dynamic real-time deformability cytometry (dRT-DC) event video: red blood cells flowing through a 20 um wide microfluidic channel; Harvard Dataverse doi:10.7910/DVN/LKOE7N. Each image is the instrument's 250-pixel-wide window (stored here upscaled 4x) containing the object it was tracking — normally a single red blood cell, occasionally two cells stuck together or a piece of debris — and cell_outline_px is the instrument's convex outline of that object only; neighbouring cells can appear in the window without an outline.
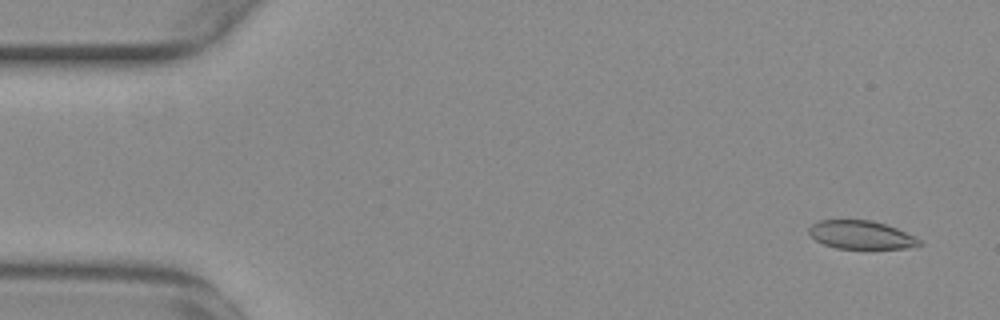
{"species": "common noctule bat (a hibernating species)", "species_latin": "Nyctalus noctula", "temperature_condition": "warm", "stored_images_in_passage": 55, "camera_frame_rate_fps": 3000, "um_per_image_px": 0.085, "animal": {"sex": "female", "body_mass_g": 29.2, "forearm_length_mm": 56.3}, "frame": {"image": 1, "passage_image": 3, "time_ms": 0.667, "image_size_px": [1000, 320], "cell_outline_px": [[924, 244], [916, 248], [836, 248], [824, 244], [816, 240], [808, 232], [808, 228], [812, 224], [820, 220], [872, 220], [896, 228], [920, 240]], "centroid_in_image_um": [73.2, 19.97], "position_along_channel_um": 11.8, "area_um2": 18.09}}
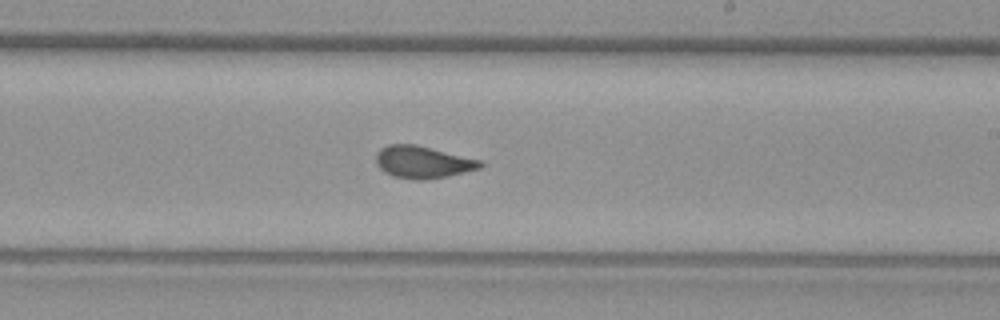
{"frame": {"image": 2, "passage_image": 32, "time_ms": 10.333, "image_size_px": [1000, 320], "cell_outline_px": [[484, 164], [480, 168], [448, 176], [424, 180], [416, 180], [392, 176], [384, 172], [376, 164], [376, 152], [380, 148], [388, 144], [416, 144], [484, 160]], "centroid_in_image_um": [35.95, 13.77], "position_along_channel_um": 253.1, "area_um2": 19.88}}
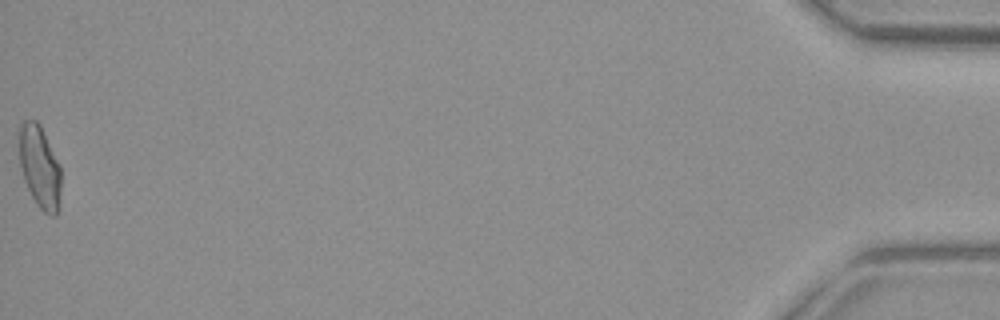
{"frame": {"image": 3, "passage_image": 55, "time_ms": 18.0, "image_size_px": [1000, 320], "cell_outline_px": [[60, 208], [56, 216], [52, 216], [44, 212], [36, 204], [24, 180], [20, 168], [20, 124], [24, 120], [36, 120], [40, 124], [60, 164]], "centroid_in_image_um": [3.4, 14.21], "position_along_channel_um": 431.8, "area_um2": 20.17}, "authors_computed_cell_mechanics": {"area_um2": 19.5364, "velocity_mm_per_s": 3.7502, "shape_relaxation_time_tau1_ms": 7.61, "shape_relaxation_time_tau2_ms": 0.609, "deformation_change_tau1": 0.1761, "deformation_change_tau2": 0.0465}}